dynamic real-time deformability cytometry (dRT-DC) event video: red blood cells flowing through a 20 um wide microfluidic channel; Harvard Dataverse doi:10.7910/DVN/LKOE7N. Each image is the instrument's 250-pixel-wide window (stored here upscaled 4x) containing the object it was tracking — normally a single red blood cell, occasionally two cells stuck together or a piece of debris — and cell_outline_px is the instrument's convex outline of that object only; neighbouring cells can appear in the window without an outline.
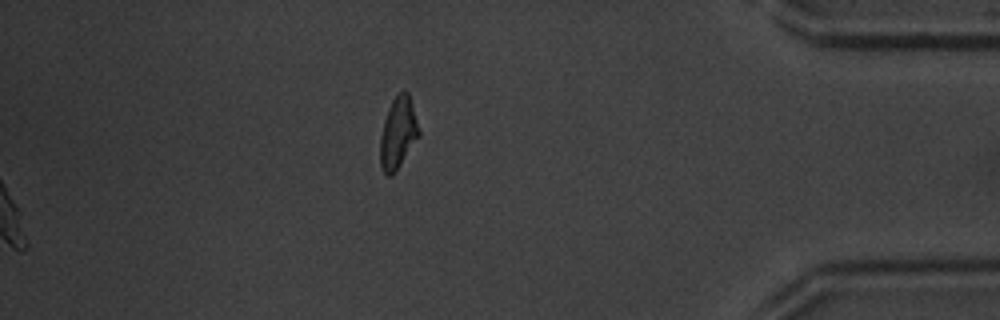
{"species": "common noctule bat (a hibernating species)", "species_latin": "Nyctalus noctula", "temperature_condition": "warm", "stored_images_in_passage": 45, "segment_of_instrument_passage": [2, 2], "camera_frame_rate_fps": 3000, "um_per_image_px": 0.085, "animal": {"sex": "male", "body_mass_g": 20.1, "forearm_length_mm": 53.5}, "frame": {"image": 1, "passage_image": 45, "time_ms": 14.667, "image_size_px": [1000, 320], "cell_outline_px": [[420, 136], [392, 176], [388, 176], [384, 172], [380, 164], [380, 136], [384, 120], [388, 108], [392, 100], [404, 88], [408, 92], [412, 104], [420, 132]], "centroid_in_image_um": [33.83, 11.29], "position_along_channel_um": 401.4, "area_um2": 16.13}}